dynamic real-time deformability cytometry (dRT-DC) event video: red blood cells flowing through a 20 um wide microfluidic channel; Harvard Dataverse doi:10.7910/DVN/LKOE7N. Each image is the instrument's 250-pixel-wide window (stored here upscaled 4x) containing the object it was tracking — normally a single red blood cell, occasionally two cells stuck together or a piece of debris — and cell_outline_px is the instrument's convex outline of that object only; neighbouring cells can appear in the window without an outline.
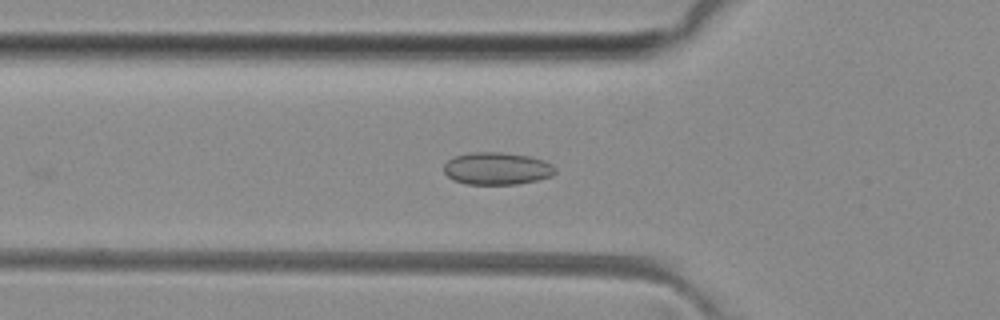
{"species": "common noctule bat (a hibernating species)", "species_latin": "Nyctalus noctula", "temperature_condition": "room temperature", "stored_images_in_passage": 34, "camera_frame_rate_fps": 3000, "um_per_image_px": 0.085, "animal": {"sex": "female", "body_mass_g": 29.2, "forearm_length_mm": 56.3}, "frame": {"image": 1, "passage_image": 3, "time_ms": 0.667, "image_size_px": [1000, 320], "cell_outline_px": [[556, 172], [552, 176], [536, 180], [516, 184], [464, 184], [452, 180], [444, 172], [444, 164], [448, 160], [456, 156], [472, 152], [500, 152], [528, 156], [544, 160], [552, 164], [556, 168]], "centroid_in_image_um": [42.24, 14.33], "position_along_channel_um": 83.6, "area_um2": 21.04}}
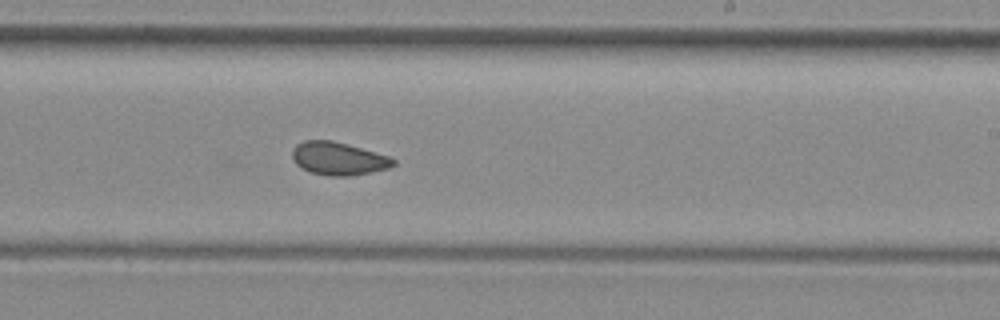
{"frame": {"image": 2, "passage_image": 16, "time_ms": 5.0, "image_size_px": [1000, 320], "cell_outline_px": [[396, 164], [388, 168], [372, 172], [352, 176], [328, 176], [312, 172], [300, 168], [296, 164], [292, 156], [292, 148], [296, 144], [304, 140], [332, 140], [388, 156], [396, 160]], "centroid_in_image_um": [28.74, 13.48], "position_along_channel_um": 260.3, "area_um2": 19.42}}
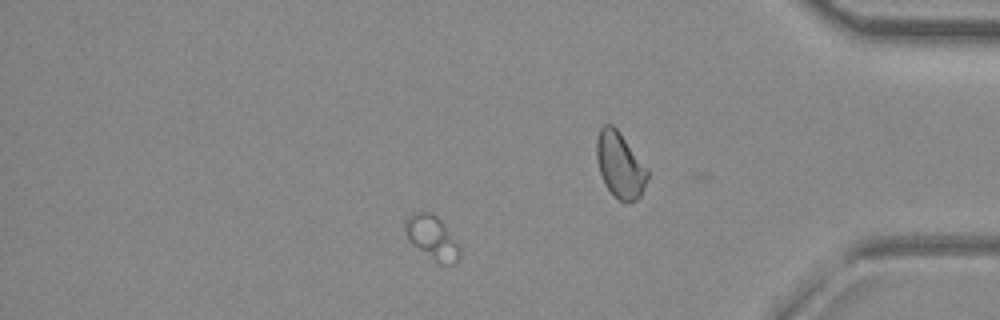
{"frame": {"image": 3, "passage_image": 26, "time_ms": 8.333, "image_size_px": [1000, 320], "cell_outline_px": [[460, 256], [452, 264], [440, 264], [412, 244], [404, 228], [404, 220], [408, 216], [420, 212], [432, 212], [444, 224], [460, 248]], "centroid_in_image_um": [36.72, 20.18], "position_along_channel_um": 398.5, "area_um2": 13.53}, "authors_computed_cell_mechanics": {"area_um2": 18.9006, "velocity_mm_per_s": 4.0724, "shape_relaxation_time_tau1_ms": null, "shape_relaxation_time_tau2_ms": 2.0028, "deformation_change_tau1": null, "deformation_change_tau2": 0.0466}}